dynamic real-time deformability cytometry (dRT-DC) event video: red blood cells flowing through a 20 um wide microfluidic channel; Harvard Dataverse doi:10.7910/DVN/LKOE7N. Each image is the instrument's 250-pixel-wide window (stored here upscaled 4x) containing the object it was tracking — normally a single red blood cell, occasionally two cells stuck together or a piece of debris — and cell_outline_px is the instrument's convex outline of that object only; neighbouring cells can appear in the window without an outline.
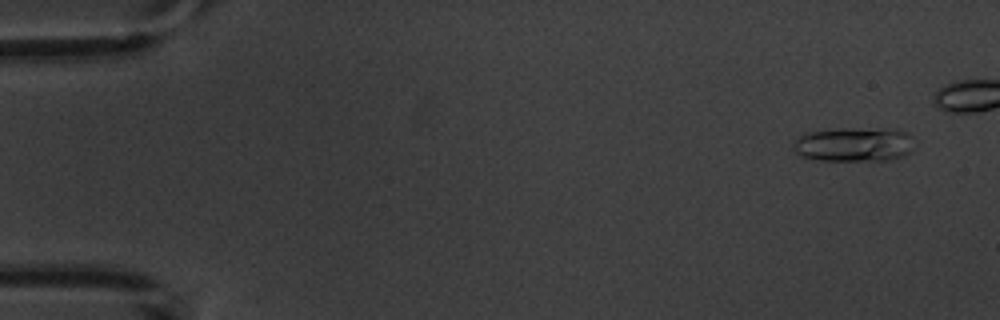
{"species": "common noctule bat (a hibernating species)", "species_latin": "Nyctalus noctula", "temperature_condition": "warm", "stored_images_in_passage": 7, "camera_frame_rate_fps": 3000, "um_per_image_px": 0.085, "animal": {"sex": "male", "body_mass_g": 20.1, "forearm_length_mm": 53.5}, "frame": {"image": 1, "passage_image": 1, "time_ms": 0.0, "image_size_px": [1000, 320], "cell_outline_px": [[908, 152], [900, 156], [888, 160], [820, 160], [804, 156], [796, 152], [792, 148], [792, 144], [800, 136], [808, 132], [836, 128], [896, 128], [904, 132], [908, 136]], "centroid_in_image_um": [72.49, 12.25], "position_along_channel_um": 12.5, "area_um2": 23.7}}